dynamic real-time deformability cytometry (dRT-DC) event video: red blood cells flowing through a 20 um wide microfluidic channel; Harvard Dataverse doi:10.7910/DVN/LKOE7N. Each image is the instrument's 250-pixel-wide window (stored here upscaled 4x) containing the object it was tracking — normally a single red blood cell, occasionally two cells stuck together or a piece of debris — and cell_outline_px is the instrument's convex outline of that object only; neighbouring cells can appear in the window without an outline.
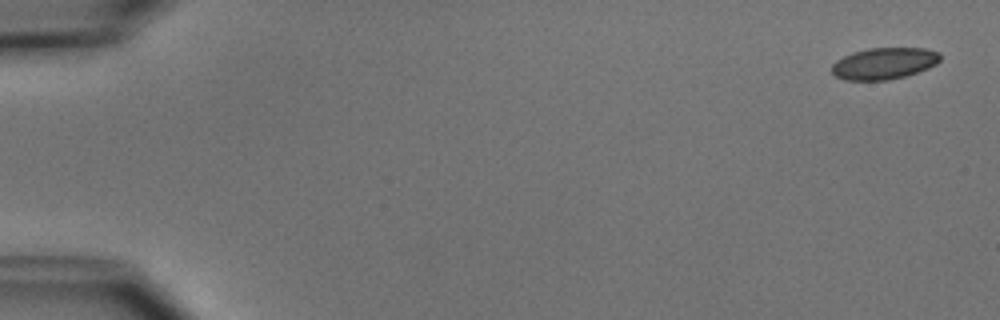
{"species": "common noctule bat (a hibernating species)", "species_latin": "Nyctalus noctula", "temperature_condition": "cold", "stored_images_in_passage": 5, "camera_frame_rate_fps": 3000, "um_per_image_px": 0.085, "animal": {"sex": "male", "body_mass_g": 15.6}, "frame": {"image": 1, "passage_image": 1, "time_ms": 0.0, "image_size_px": [1000, 320], "cell_outline_px": [[940, 60], [936, 64], [928, 68], [904, 76], [888, 80], [844, 80], [836, 76], [832, 72], [832, 64], [836, 60], [852, 52], [868, 48], [924, 48], [940, 52]], "centroid_in_image_um": [75.14, 5.38], "position_along_channel_um": 9.9, "area_um2": 19.94}}
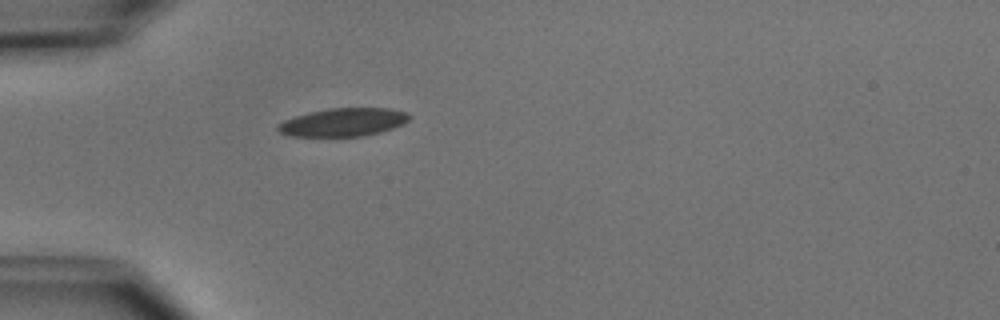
{"frame": {"image": 2, "passage_image": 5, "time_ms": 4.667, "image_size_px": [1000, 320], "cell_outline_px": [[412, 116], [404, 124], [380, 132], [360, 136], [292, 136], [280, 132], [276, 128], [284, 120], [308, 112], [328, 108], [388, 108], [408, 112]], "centroid_in_image_um": [29.22, 10.38], "position_along_channel_um": 55.8, "area_um2": 21.5}}